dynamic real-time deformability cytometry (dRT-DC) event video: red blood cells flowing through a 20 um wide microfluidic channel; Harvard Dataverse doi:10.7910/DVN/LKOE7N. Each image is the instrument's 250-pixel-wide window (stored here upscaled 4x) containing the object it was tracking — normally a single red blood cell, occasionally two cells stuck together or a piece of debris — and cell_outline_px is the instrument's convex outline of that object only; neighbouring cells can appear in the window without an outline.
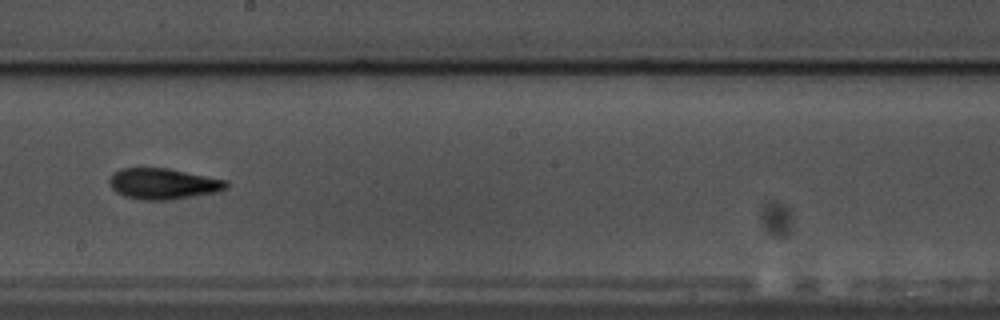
{"species": "common noctule bat (a hibernating species)", "species_latin": "Nyctalus noctula", "temperature_condition": "warm", "stored_images_in_passage": 55, "camera_frame_rate_fps": 3000, "um_per_image_px": 0.085, "animal": {"sex": "male", "body_mass_g": 17.5, "forearm_length_mm": 52.3}, "frame": {"image": 1, "passage_image": 32, "time_ms": 10.333, "image_size_px": [1000, 320], "cell_outline_px": [[228, 188], [216, 192], [168, 200], [144, 200], [124, 196], [116, 192], [112, 188], [108, 180], [112, 172], [120, 168], [168, 168], [228, 180]], "centroid_in_image_um": [13.85, 15.61], "position_along_channel_um": 234.3, "area_um2": 21.15}, "authors_computed_cell_mechanics": {"area_um2": 19.8832, "velocity_mm_per_s": 3.5389, "shape_relaxation_time_tau1_ms": 3.31, "shape_relaxation_time_tau2_ms": 3.6121, "deformation_change_tau1": 0.1452, "deformation_change_tau2": 0.1094}}